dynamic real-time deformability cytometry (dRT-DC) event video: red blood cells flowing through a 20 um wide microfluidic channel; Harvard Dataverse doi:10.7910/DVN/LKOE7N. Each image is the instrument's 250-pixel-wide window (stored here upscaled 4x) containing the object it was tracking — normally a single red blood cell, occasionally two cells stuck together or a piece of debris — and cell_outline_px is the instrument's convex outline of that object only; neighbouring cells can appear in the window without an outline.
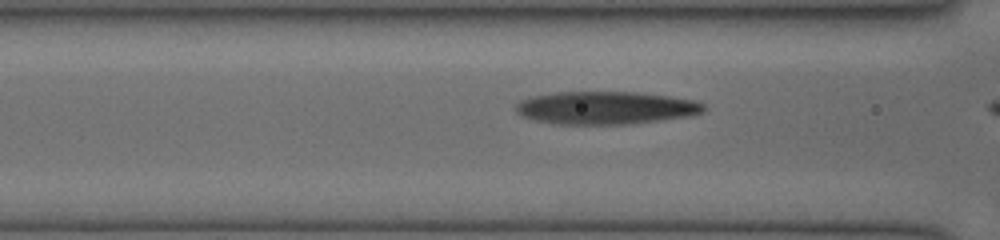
{"species": "human", "species_latin": "Homo sapiens", "temperature_condition": "cold", "stored_images_in_passage": 20, "camera_frame_rate_fps": 3000, "um_per_image_px": 0.085, "donor": {"sex": "female"}, "frame": {"image": 1, "passage_image": 15, "time_ms": 4.667, "image_size_px": [1000, 240], "cell_outline_px": [[704, 108], [700, 112], [692, 116], [624, 124], [556, 124], [532, 120], [520, 116], [516, 112], [516, 104], [520, 100], [532, 96], [556, 92], [636, 92], [668, 96], [692, 100], [704, 104]], "centroid_in_image_um": [51.41, 9.16], "position_along_channel_um": 115.2, "area_um2": 35.84}}
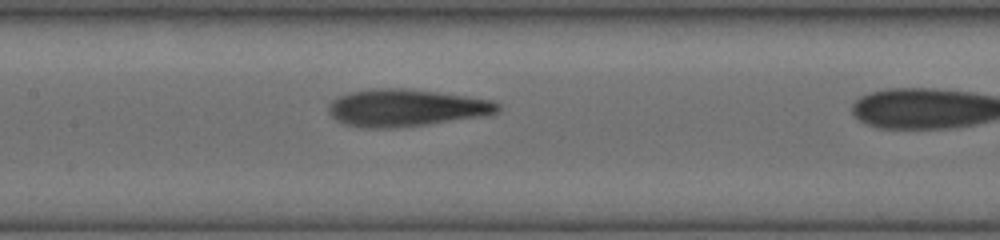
{"frame": {"image": 2, "passage_image": 19, "time_ms": 6.0, "image_size_px": [1000, 240], "cell_outline_px": [[500, 112], [492, 116], [428, 124], [388, 128], [360, 128], [344, 124], [336, 120], [328, 112], [328, 104], [336, 96], [348, 92], [372, 88], [404, 88], [436, 92], [496, 100], [500, 104]], "centroid_in_image_um": [34.55, 9.17], "position_along_channel_um": 172.8, "area_um2": 37.45}}